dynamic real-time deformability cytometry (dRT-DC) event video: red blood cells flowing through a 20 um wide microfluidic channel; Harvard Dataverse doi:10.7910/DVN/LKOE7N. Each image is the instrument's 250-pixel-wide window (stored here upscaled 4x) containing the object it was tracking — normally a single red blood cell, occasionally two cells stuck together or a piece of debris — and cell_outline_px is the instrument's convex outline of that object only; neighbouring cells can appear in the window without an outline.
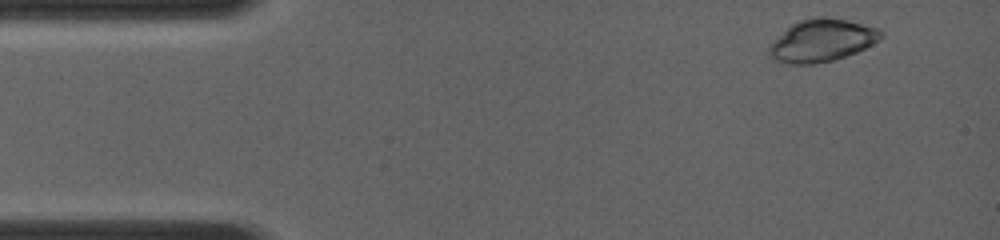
{"species": "common noctule bat (a hibernating species)", "species_latin": "Nyctalus noctula", "temperature_condition": "room temperature", "stored_images_in_passage": 24, "camera_frame_rate_fps": 4000, "um_per_image_px": 0.085, "animal": {"sex": "female", "body_mass_g": 19.0, "forearm_length_mm": 56.7}, "frame": {"image": 1, "passage_image": 1, "time_ms": 0.0, "image_size_px": [1000, 240], "cell_outline_px": [[884, 36], [880, 40], [856, 52], [832, 60], [812, 64], [784, 64], [772, 60], [768, 56], [768, 44], [792, 24], [800, 20], [816, 16], [824, 16], [848, 20], [880, 28], [884, 32]], "centroid_in_image_um": [69.84, 3.44], "position_along_channel_um": 15.2, "area_um2": 28.03}}
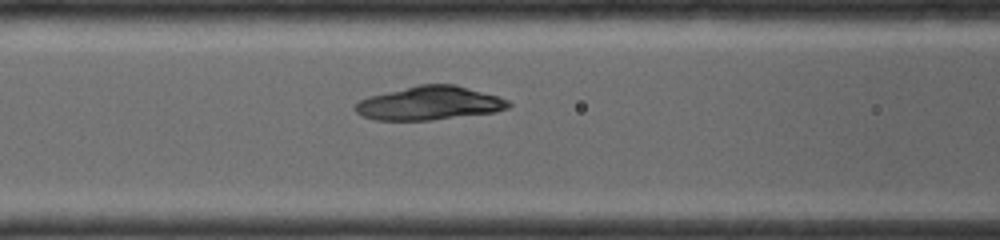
{"frame": {"image": 2, "passage_image": 12, "time_ms": 4.5, "image_size_px": [1000, 240], "cell_outline_px": [[512, 104], [508, 108], [496, 112], [432, 120], [376, 120], [364, 116], [356, 112], [352, 108], [360, 100], [368, 96], [416, 84], [456, 84], [496, 96], [508, 100]], "centroid_in_image_um": [36.49, 8.76], "position_along_channel_um": 130.1, "area_um2": 30.17}}
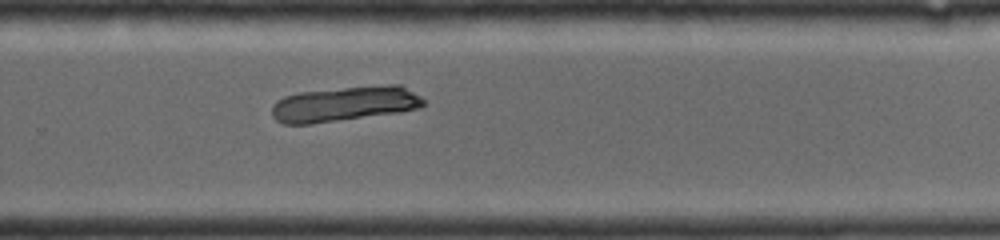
{"frame": {"image": 3, "passage_image": 24, "time_ms": 8.25, "image_size_px": [1000, 240], "cell_outline_px": [[424, 104], [420, 108], [400, 112], [312, 124], [284, 124], [276, 120], [272, 116], [272, 104], [276, 100], [284, 96], [300, 92], [388, 84], [400, 84], [420, 96], [424, 100]], "centroid_in_image_um": [29.28, 8.84], "position_along_channel_um": 300.5, "area_um2": 30.98}}